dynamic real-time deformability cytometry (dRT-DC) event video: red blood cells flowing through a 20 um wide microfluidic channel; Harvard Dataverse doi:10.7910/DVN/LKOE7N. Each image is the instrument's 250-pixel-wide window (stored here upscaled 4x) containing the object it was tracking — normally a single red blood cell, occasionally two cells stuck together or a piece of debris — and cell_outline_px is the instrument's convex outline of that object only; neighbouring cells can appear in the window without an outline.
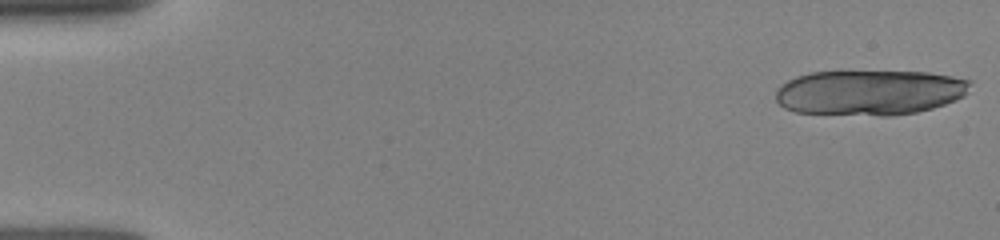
{"species": "human", "species_latin": "Homo sapiens", "temperature_condition": "room temperature", "stored_images_in_passage": 14, "segment_of_instrument_passage": [1, 2], "camera_frame_rate_fps": 3000, "um_per_image_px": 0.085, "donor": {"sex": "female"}, "frame": {"image": 1, "passage_image": 1, "time_ms": 0.0, "image_size_px": [1000, 240], "cell_outline_px": [[972, 80], [964, 96], [956, 100], [932, 108], [916, 112], [892, 116], [880, 116], [796, 112], [784, 108], [776, 100], [776, 88], [788, 80], [796, 76], [812, 72], [928, 72], [952, 76]], "centroid_in_image_um": [73.91, 7.87], "position_along_channel_um": 11.1, "area_um2": 51.27}}